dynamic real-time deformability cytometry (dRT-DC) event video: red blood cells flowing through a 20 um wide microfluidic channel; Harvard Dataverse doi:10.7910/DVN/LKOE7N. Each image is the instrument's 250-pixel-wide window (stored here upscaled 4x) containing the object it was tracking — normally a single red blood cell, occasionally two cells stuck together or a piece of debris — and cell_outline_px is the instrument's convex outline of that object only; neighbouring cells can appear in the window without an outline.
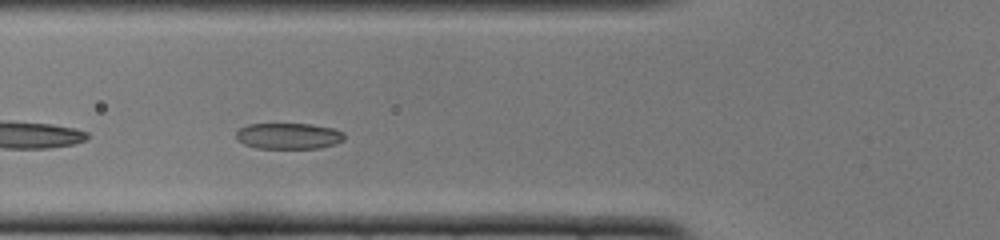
{"species": "common noctule bat (a hibernating species)", "species_latin": "Nyctalus noctula", "temperature_condition": "cold", "stored_images_in_passage": 32, "camera_frame_rate_fps": 3000, "um_per_image_px": 0.085, "animal": {"sex": "female", "body_mass_g": 22.0, "forearm_length_mm": 56.7}, "frame": {"image": 1, "passage_image": 10, "time_ms": 3.0, "image_size_px": [1000, 240], "cell_outline_px": [[344, 140], [336, 144], [320, 148], [256, 148], [244, 144], [236, 140], [236, 132], [240, 128], [248, 124], [312, 124], [332, 128], [344, 132]], "centroid_in_image_um": [24.53, 11.56], "position_along_channel_um": 101.3, "area_um2": 16.53}}
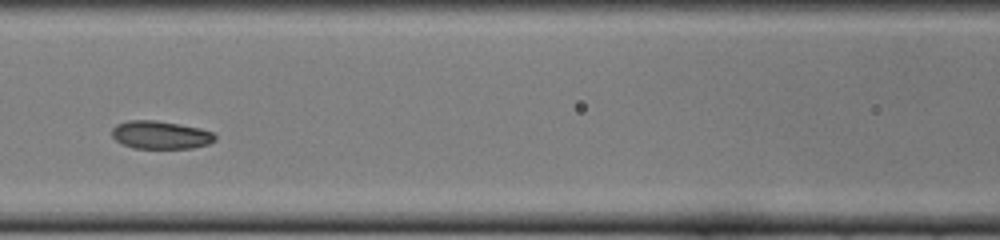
{"frame": {"image": 2, "passage_image": 14, "time_ms": 4.333, "image_size_px": [1000, 240], "cell_outline_px": [[216, 140], [208, 144], [192, 148], [132, 148], [116, 140], [112, 136], [112, 128], [116, 124], [128, 120], [156, 120], [200, 128], [212, 132], [216, 136]], "centroid_in_image_um": [13.64, 11.46], "position_along_channel_um": 153.0, "area_um2": 16.82}}
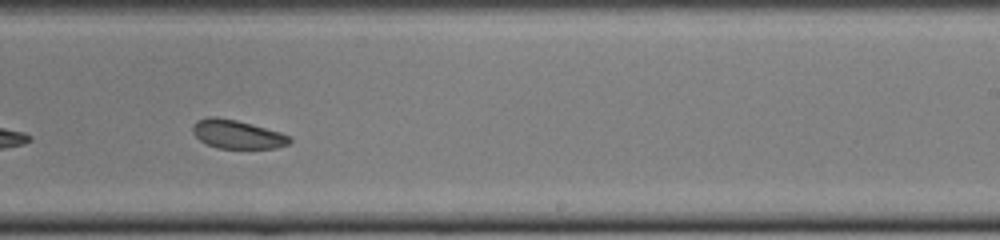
{"frame": {"image": 3, "passage_image": 23, "time_ms": 7.333, "image_size_px": [1000, 240], "cell_outline_px": [[292, 140], [288, 144], [276, 148], [216, 148], [200, 140], [192, 132], [192, 124], [196, 120], [208, 116], [216, 116], [236, 120], [252, 124], [280, 132], [292, 136]], "centroid_in_image_um": [20.15, 11.4], "position_along_channel_um": 268.8, "area_um2": 16.3}, "authors_computed_cell_mechanics": {"area_um2": 16.7042, "velocity_mm_per_s": 3.8912, "shape_relaxation_time_tau1_ms": 1.7257, "shape_relaxation_time_tau2_ms": 4.3989, "deformation_change_tau1": 0.0608, "deformation_change_tau2": 0.105}}